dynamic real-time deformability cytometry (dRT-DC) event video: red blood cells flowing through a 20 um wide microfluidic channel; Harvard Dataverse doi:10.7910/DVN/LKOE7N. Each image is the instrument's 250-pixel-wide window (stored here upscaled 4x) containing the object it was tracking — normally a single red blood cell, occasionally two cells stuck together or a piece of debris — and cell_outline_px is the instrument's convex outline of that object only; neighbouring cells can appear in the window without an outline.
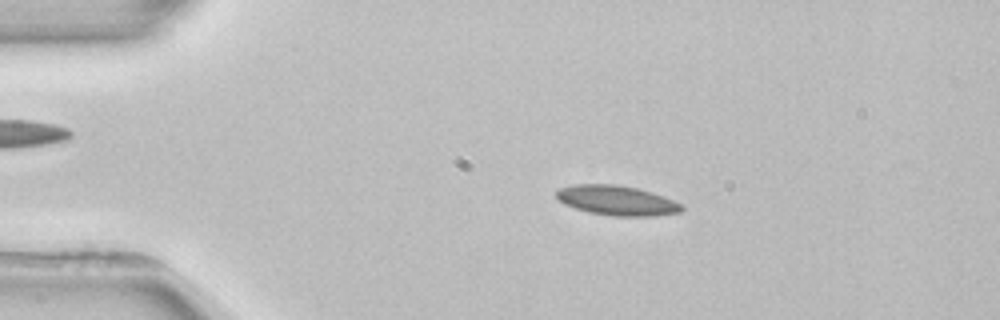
{"species": "common noctule bat (a hibernating species)", "species_latin": "Nyctalus noctula", "temperature_condition": "room temperature", "stored_images_in_passage": 3, "camera_frame_rate_fps": 3000, "um_per_image_px": 0.085, "animal": {"sex": "female", "body_mass_g": 22.7, "forearm_length_mm": 54.2}, "frame": {"image": 1, "passage_image": 2, "time_ms": 2.333, "image_size_px": [1000, 320], "cell_outline_px": [[684, 208], [680, 212], [652, 216], [612, 216], [588, 212], [564, 204], [556, 196], [556, 192], [560, 188], [572, 184], [616, 184], [636, 188], [652, 192], [664, 196], [680, 204]], "centroid_in_image_um": [52.41, 17.03], "position_along_channel_um": 32.6, "area_um2": 21.68}}